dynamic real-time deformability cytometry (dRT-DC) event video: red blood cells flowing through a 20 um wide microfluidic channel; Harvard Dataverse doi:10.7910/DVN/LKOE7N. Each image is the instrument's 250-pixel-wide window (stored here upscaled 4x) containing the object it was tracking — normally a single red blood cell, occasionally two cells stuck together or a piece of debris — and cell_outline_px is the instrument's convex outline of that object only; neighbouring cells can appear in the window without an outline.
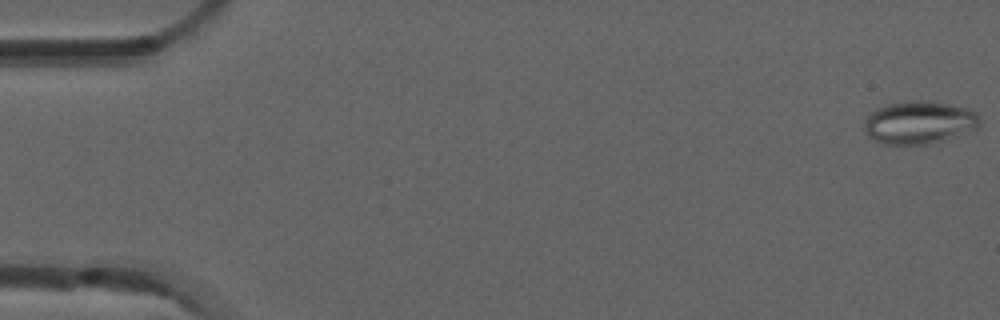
{"species": "common noctule bat (a hibernating species)", "species_latin": "Nyctalus noctula", "temperature_condition": "room temperature", "stored_images_in_passage": 4, "camera_frame_rate_fps": 3000, "um_per_image_px": 0.085, "animal": {"sex": "male", "forearm_length_mm": 52.5}, "frame": {"image": 1, "passage_image": 1, "time_ms": 0.0, "image_size_px": [1000, 320], "cell_outline_px": [[980, 124], [976, 128], [940, 148], [884, 144], [868, 136], [864, 132], [864, 120], [876, 108], [888, 104], [916, 100], [928, 100], [968, 108], [976, 112], [980, 116]], "centroid_in_image_um": [78.21, 10.5], "position_along_channel_um": 6.8, "area_um2": 30.58}}